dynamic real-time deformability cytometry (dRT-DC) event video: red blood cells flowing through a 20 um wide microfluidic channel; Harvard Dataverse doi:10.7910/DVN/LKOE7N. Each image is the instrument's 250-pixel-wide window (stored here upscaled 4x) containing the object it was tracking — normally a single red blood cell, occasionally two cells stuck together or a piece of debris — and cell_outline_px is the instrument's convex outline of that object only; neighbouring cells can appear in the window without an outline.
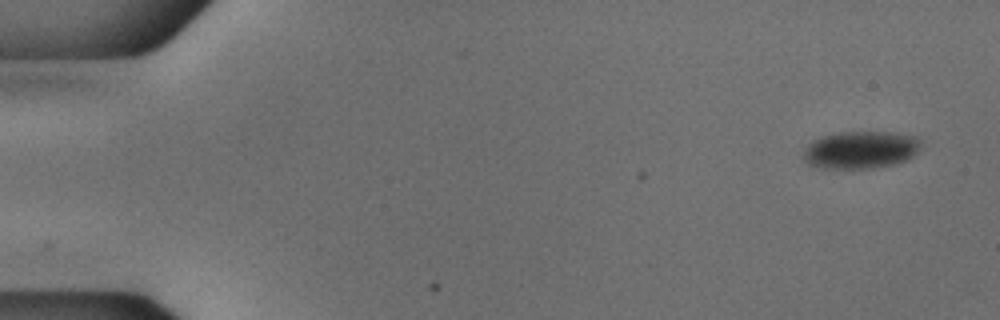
{"species": "common noctule bat (a hibernating species)", "species_latin": "Nyctalus noctula", "temperature_condition": "cold", "stored_images_in_passage": 10, "camera_frame_rate_fps": 3000, "um_per_image_px": 0.085, "animal": {"sex": "male", "body_mass_g": 18.8}, "frame": {"image": 1, "passage_image": 1, "time_ms": 0.0, "image_size_px": [1000, 320], "cell_outline_px": [[920, 144], [916, 152], [912, 156], [904, 160], [892, 164], [872, 168], [820, 168], [808, 164], [804, 160], [804, 152], [808, 144], [812, 140], [820, 136], [836, 132], [892, 132], [916, 136], [920, 140]], "centroid_in_image_um": [73.11, 12.72], "position_along_channel_um": 11.9, "area_um2": 25.61}}